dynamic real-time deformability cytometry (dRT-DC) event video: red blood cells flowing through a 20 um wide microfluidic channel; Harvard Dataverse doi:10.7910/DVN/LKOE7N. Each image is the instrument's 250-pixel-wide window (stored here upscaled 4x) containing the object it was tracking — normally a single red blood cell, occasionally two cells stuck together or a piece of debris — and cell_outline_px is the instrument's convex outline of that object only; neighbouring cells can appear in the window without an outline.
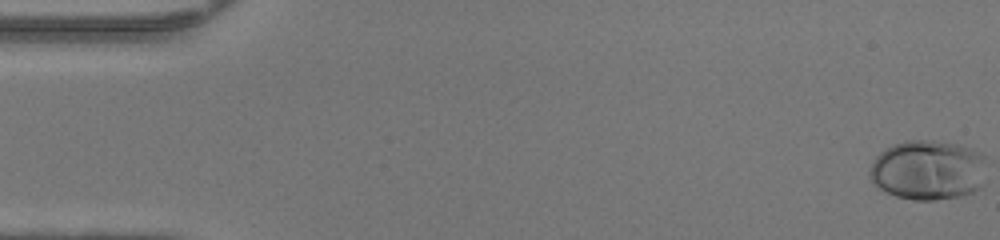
{"species": "human", "species_latin": "Homo sapiens", "temperature_condition": "warm", "stored_images_in_passage": 49, "camera_frame_rate_fps": 3000, "um_per_image_px": 0.085, "donor": {"sex": "female"}, "frame": {"image": 1, "passage_image": 1, "time_ms": 0.0, "image_size_px": [1000, 240], "cell_outline_px": [[984, 184], [980, 188], [972, 192], [960, 196], [936, 200], [912, 200], [896, 196], [884, 192], [872, 184], [868, 176], [868, 172], [872, 160], [880, 152], [904, 140], [932, 140], [956, 144], [972, 148], [980, 152], [984, 156]], "centroid_in_image_um": [78.85, 14.47], "position_along_channel_um": 6.2, "area_um2": 41.33}}
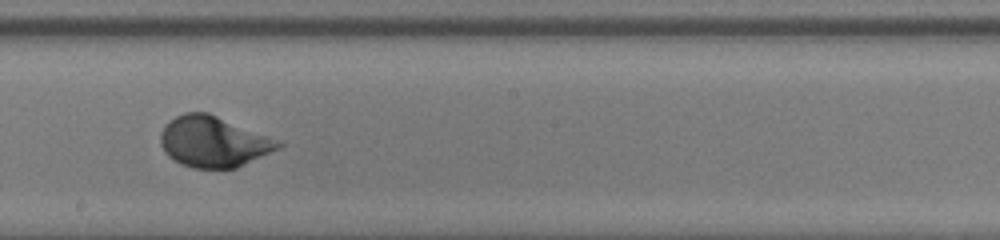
{"frame": {"image": 2, "passage_image": 28, "time_ms": 9.0, "image_size_px": [1000, 240], "cell_outline_px": [[284, 144], [280, 148], [236, 168], [192, 168], [168, 156], [164, 152], [160, 144], [160, 132], [164, 124], [176, 116], [184, 112], [208, 112], [268, 136]], "centroid_in_image_um": [18.1, 12.04], "position_along_channel_um": 230.1, "area_um2": 34.62}}
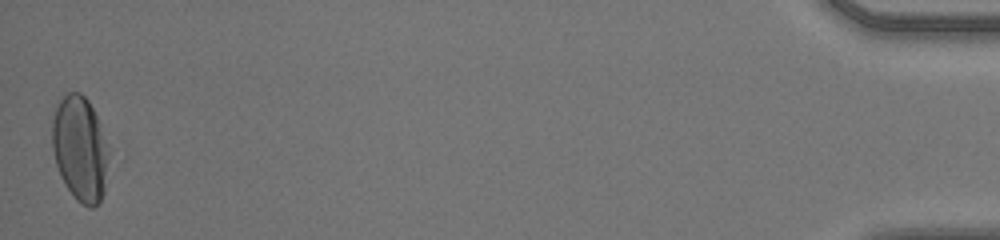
{"frame": {"image": 3, "passage_image": 49, "time_ms": 16.0, "image_size_px": [1000, 240], "cell_outline_px": [[112, 148], [104, 192], [100, 204], [92, 208], [88, 208], [76, 200], [72, 196], [64, 184], [60, 176], [56, 164], [52, 148], [52, 120], [56, 108], [60, 100], [68, 92], [80, 92], [88, 100]], "centroid_in_image_um": [6.85, 12.69], "position_along_channel_um": 428.3, "area_um2": 35.6}, "authors_computed_cell_mechanics": {"area_um2": 34.3332, "velocity_mm_per_s": 4.2609, "shape_relaxation_time_tau1_ms": 2.9017, "shape_relaxation_time_tau2_ms": null, "deformation_change_tau1": 0.1786, "deformation_change_tau2": null}}